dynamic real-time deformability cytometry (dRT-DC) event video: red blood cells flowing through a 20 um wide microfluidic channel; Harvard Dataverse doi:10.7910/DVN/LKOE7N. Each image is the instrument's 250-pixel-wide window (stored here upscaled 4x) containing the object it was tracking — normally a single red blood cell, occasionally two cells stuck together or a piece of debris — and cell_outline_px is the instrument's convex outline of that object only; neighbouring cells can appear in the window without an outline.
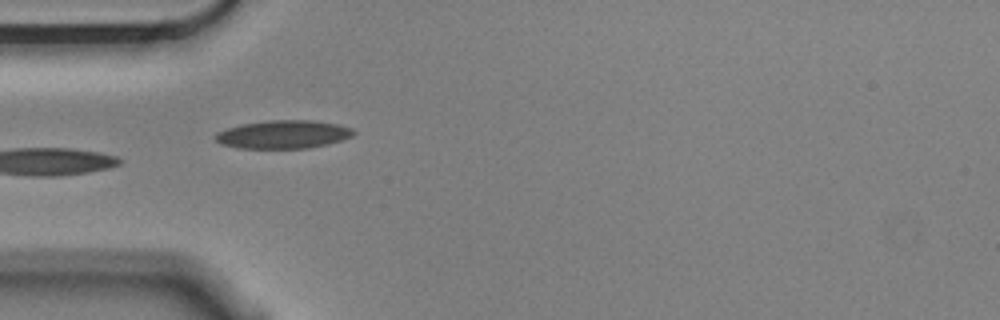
{"species": "Egyptian fruit bat (a non-hibernating species)", "species_latin": "Rousettus aegyptiacus", "temperature_condition": "cold", "stored_images_in_passage": 11, "camera_frame_rate_fps": 3000, "um_per_image_px": 0.085, "animal": {"sex": "male"}, "frame": {"image": 1, "passage_image": 5, "time_ms": 1.333, "image_size_px": [1000, 320], "cell_outline_px": [[356, 132], [352, 136], [328, 144], [308, 148], [236, 148], [220, 144], [212, 136], [216, 132], [240, 124], [268, 120], [312, 120], [336, 124], [352, 128]], "centroid_in_image_um": [24.03, 11.42], "position_along_channel_um": 61.0, "area_um2": 22.83}}
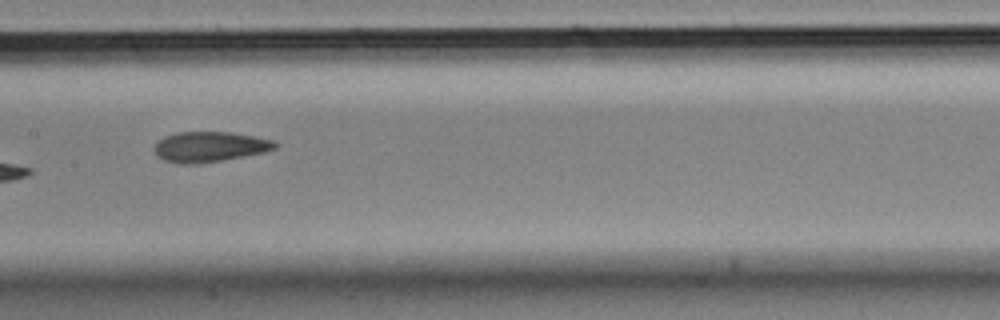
{"frame": {"image": 2, "passage_image": 8, "time_ms": 2.333, "image_size_px": [1000, 320], "cell_outline_px": [[280, 144], [276, 148], [264, 152], [200, 164], [180, 164], [164, 160], [152, 148], [164, 136], [176, 132], [232, 132], [276, 140]], "centroid_in_image_um": [17.86, 12.47], "position_along_channel_um": 189.5, "area_um2": 21.39}}
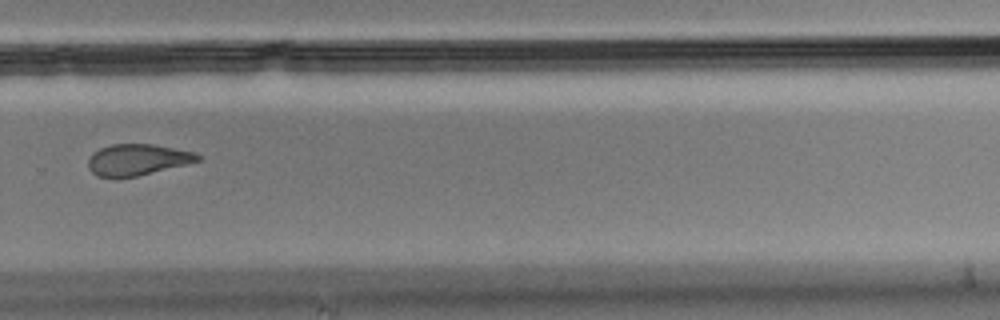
{"frame": {"image": 3, "passage_image": 11, "time_ms": 3.333, "image_size_px": [1000, 320], "cell_outline_px": [[204, 160], [136, 176], [96, 176], [88, 168], [88, 156], [92, 152], [100, 148], [112, 144], [152, 144], [196, 152]], "centroid_in_image_um": [11.69, 13.55], "position_along_channel_um": 318.1, "area_um2": 19.88}}